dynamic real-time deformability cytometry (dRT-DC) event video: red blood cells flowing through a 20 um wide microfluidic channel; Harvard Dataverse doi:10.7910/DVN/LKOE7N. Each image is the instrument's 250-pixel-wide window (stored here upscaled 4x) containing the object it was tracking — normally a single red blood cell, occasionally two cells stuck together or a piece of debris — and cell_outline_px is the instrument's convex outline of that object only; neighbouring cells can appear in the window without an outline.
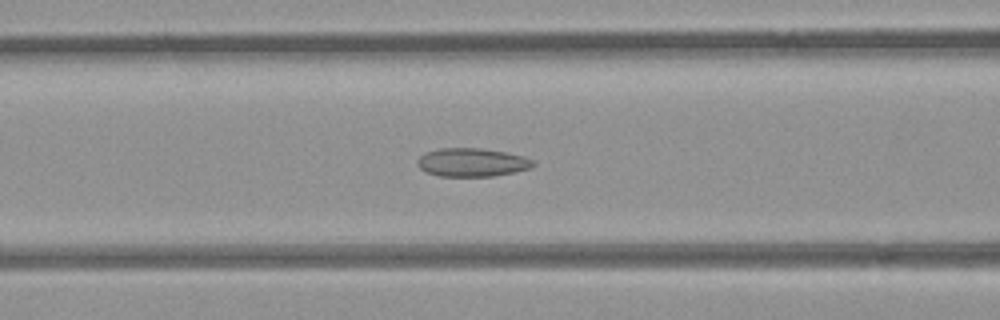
{"species": "common noctule bat (a hibernating species)", "species_latin": "Nyctalus noctula", "temperature_condition": "room temperature", "stored_images_in_passage": 52, "camera_frame_rate_fps": 3000, "um_per_image_px": 0.085, "animal": {"sex": "female", "body_mass_g": 21.9}, "frame": {"image": 1, "passage_image": 21, "time_ms": 6.667, "image_size_px": [1000, 320], "cell_outline_px": [[536, 164], [528, 168], [512, 172], [492, 176], [440, 176], [428, 172], [420, 168], [416, 164], [416, 160], [424, 152], [440, 148], [480, 148], [508, 152], [524, 156], [536, 160]], "centroid_in_image_um": [40.12, 13.78], "position_along_channel_um": 126.5, "area_um2": 19.25}}
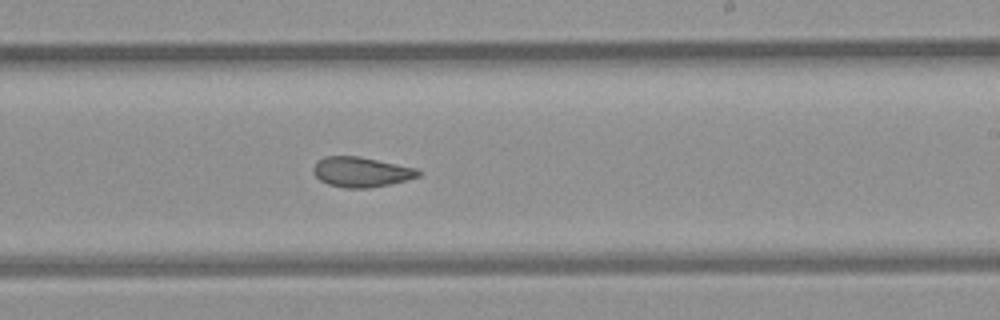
{"frame": {"image": 2, "passage_image": 31, "time_ms": 10.0, "image_size_px": [1000, 320], "cell_outline_px": [[420, 176], [392, 184], [368, 188], [344, 188], [328, 184], [320, 180], [316, 176], [312, 168], [324, 156], [360, 156], [416, 168], [420, 172]], "centroid_in_image_um": [30.71, 14.62], "position_along_channel_um": 258.3, "area_um2": 18.32}}
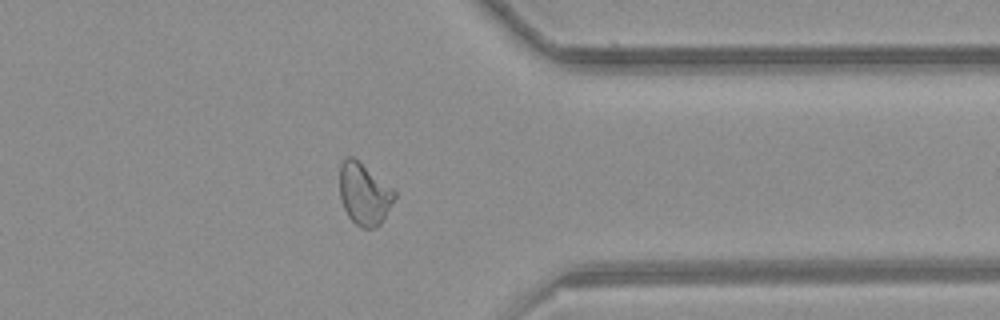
{"frame": {"image": 3, "passage_image": 41, "time_ms": 13.333, "image_size_px": [1000, 320], "cell_outline_px": [[396, 196], [380, 224], [376, 228], [360, 228], [348, 216], [340, 200], [340, 164], [348, 156], [352, 156], [392, 188], [396, 192]], "centroid_in_image_um": [30.94, 16.51], "position_along_channel_um": 380.5, "area_um2": 19.48}, "authors_computed_cell_mechanics": {"area_um2": 20.2589, "velocity_mm_per_s": 3.9569, "shape_relaxation_time_tau1_ms": null, "shape_relaxation_time_tau2_ms": 2.312, "deformation_change_tau1": null, "deformation_change_tau2": 0.0795}}